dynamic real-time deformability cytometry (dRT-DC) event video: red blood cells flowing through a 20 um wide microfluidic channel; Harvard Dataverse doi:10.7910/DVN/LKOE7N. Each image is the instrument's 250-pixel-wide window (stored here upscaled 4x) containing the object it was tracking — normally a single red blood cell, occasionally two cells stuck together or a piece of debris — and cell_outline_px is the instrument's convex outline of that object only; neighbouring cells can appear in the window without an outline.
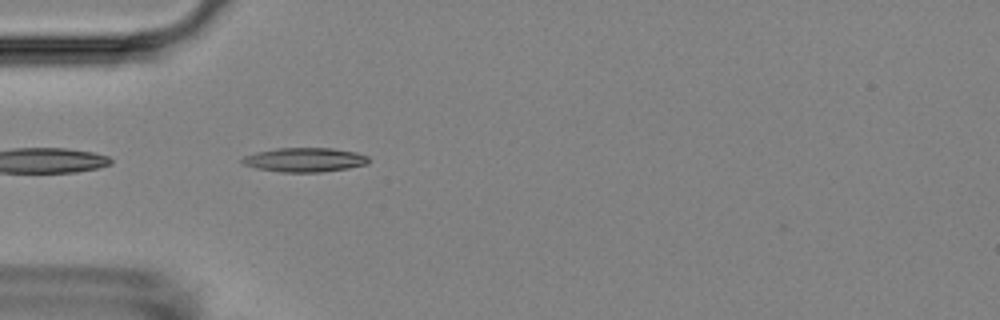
{"species": "Egyptian fruit bat (a non-hibernating species)", "species_latin": "Rousettus aegyptiacus", "temperature_condition": "room temperature", "stored_images_in_passage": 2, "camera_frame_rate_fps": 3000, "um_per_image_px": 0.085, "animal": {"sex": "female"}, "frame": {"image": 1, "passage_image": 2, "time_ms": 1.0, "image_size_px": [1000, 320], "cell_outline_px": [[368, 164], [348, 168], [320, 172], [280, 172], [256, 168], [244, 164], [240, 160], [244, 156], [256, 152], [276, 148], [332, 148], [356, 152], [368, 156]], "centroid_in_image_um": [25.89, 13.58], "position_along_channel_um": 59.1, "area_um2": 17.8}}